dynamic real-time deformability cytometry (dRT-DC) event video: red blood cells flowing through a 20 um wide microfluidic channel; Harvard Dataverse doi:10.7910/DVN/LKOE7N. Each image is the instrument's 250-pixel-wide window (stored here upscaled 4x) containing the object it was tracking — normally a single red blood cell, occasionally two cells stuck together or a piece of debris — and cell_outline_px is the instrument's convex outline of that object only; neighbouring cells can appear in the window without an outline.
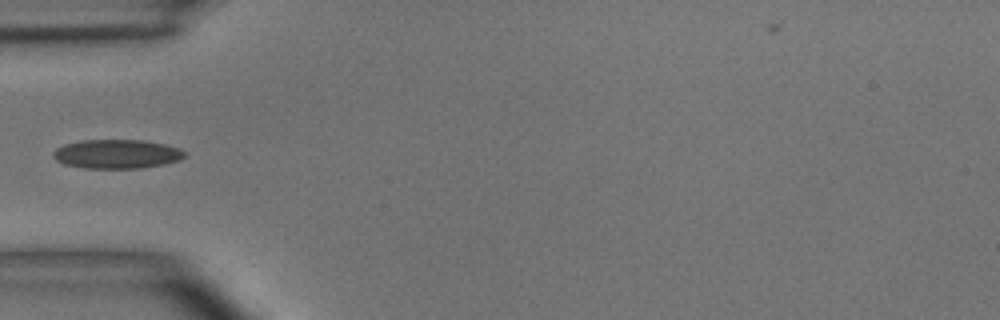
{"species": "common noctule bat (a hibernating species)", "species_latin": "Nyctalus noctula", "temperature_condition": "room temperature", "stored_images_in_passage": 5, "camera_frame_rate_fps": 3000, "um_per_image_px": 0.085, "animal": {"sex": "male", "body_mass_g": 15.6}, "frame": {"image": 1, "passage_image": 4, "time_ms": 3.667, "image_size_px": [1000, 320], "cell_outline_px": [[184, 156], [180, 160], [164, 164], [140, 168], [84, 168], [64, 164], [56, 160], [52, 156], [52, 152], [56, 148], [64, 144], [80, 140], [140, 140], [164, 144], [180, 148], [184, 152]], "centroid_in_image_um": [9.89, 13.09], "position_along_channel_um": 75.1, "area_um2": 22.25}}
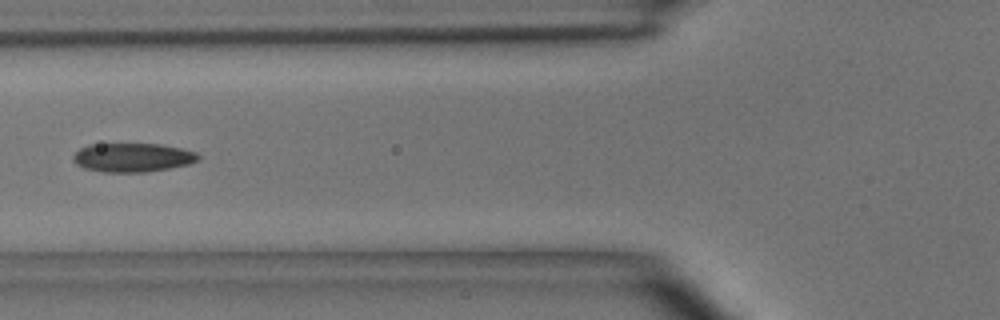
{"frame": {"image": 2, "passage_image": 5, "time_ms": 4.667, "image_size_px": [1000, 320], "cell_outline_px": [[200, 160], [188, 164], [168, 168], [144, 172], [104, 172], [84, 168], [76, 164], [72, 160], [72, 156], [80, 148], [88, 144], [160, 144], [180, 148], [196, 152], [200, 156]], "centroid_in_image_um": [11.25, 13.38], "position_along_channel_um": 114.6, "area_um2": 21.04}}